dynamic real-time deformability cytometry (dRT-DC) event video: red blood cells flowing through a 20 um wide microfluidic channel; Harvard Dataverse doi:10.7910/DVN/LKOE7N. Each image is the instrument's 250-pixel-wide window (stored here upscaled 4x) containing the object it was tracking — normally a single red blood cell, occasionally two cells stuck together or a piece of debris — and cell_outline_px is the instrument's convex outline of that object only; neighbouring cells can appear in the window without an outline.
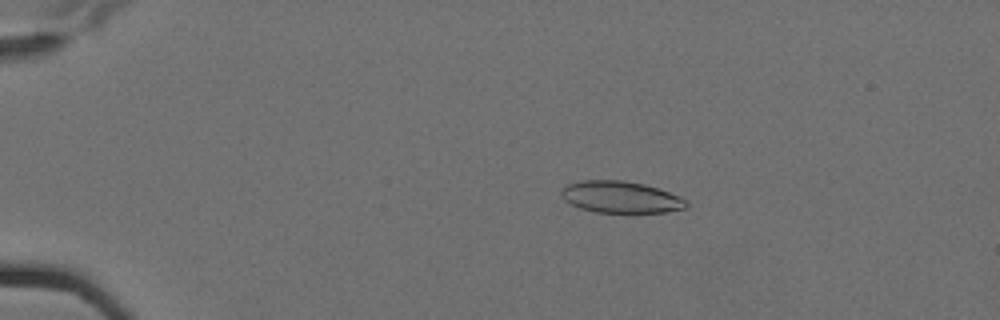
{"species": "Egyptian fruit bat (a non-hibernating species)", "species_latin": "Rousettus aegyptiacus", "temperature_condition": "cold", "stored_images_in_passage": 6, "camera_frame_rate_fps": 3000, "um_per_image_px": 0.085, "animal": {"sex": "female"}, "frame": {"image": 1, "passage_image": 4, "time_ms": 1.0, "image_size_px": [1000, 320], "cell_outline_px": [[688, 208], [668, 212], [596, 212], [580, 208], [564, 200], [560, 192], [568, 184], [580, 180], [624, 180], [644, 184], [660, 188], [680, 196], [688, 200]], "centroid_in_image_um": [52.82, 16.74], "position_along_channel_um": 32.2, "area_um2": 23.29}}